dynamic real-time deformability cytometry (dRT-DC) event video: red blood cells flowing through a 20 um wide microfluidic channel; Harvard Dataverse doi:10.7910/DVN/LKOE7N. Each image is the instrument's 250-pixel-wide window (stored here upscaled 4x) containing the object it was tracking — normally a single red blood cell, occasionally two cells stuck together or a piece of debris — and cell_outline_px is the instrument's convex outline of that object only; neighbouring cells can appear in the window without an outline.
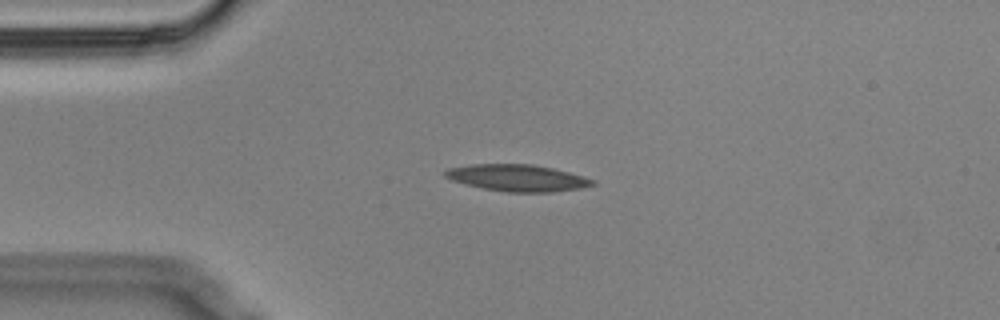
{"species": "Egyptian fruit bat (a non-hibernating species)", "species_latin": "Rousettus aegyptiacus", "temperature_condition": "cold", "stored_images_in_passage": 49, "camera_frame_rate_fps": 3000, "um_per_image_px": 0.085, "animal": {"sex": "male"}, "frame": {"image": 1, "passage_image": 5, "time_ms": 1.333, "image_size_px": [1000, 320], "cell_outline_px": [[596, 184], [580, 188], [552, 192], [508, 192], [484, 188], [452, 180], [444, 176], [444, 172], [448, 168], [472, 164], [532, 164], [552, 168], [568, 172], [596, 180]], "centroid_in_image_um": [44.0, 15.11], "position_along_channel_um": 41.0, "area_um2": 22.72}}
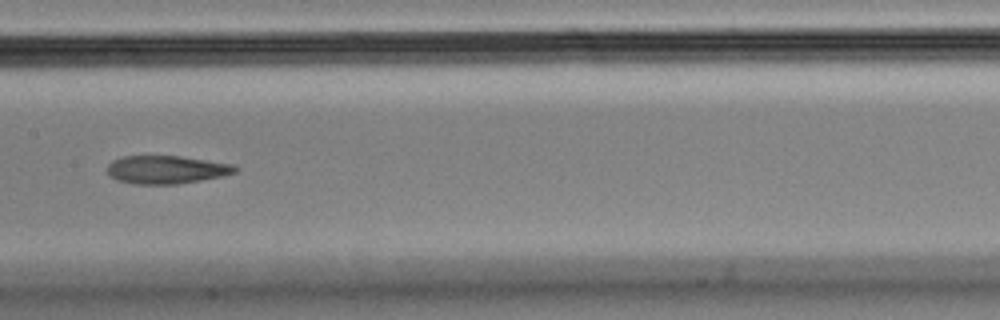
{"frame": {"image": 2, "passage_image": 20, "time_ms": 6.333, "image_size_px": [1000, 320], "cell_outline_px": [[240, 168], [236, 172], [224, 176], [176, 184], [136, 184], [116, 180], [108, 176], [108, 164], [112, 160], [124, 156], [180, 156], [236, 164]], "centroid_in_image_um": [14.18, 14.42], "position_along_channel_um": 193.2, "area_um2": 21.15}}
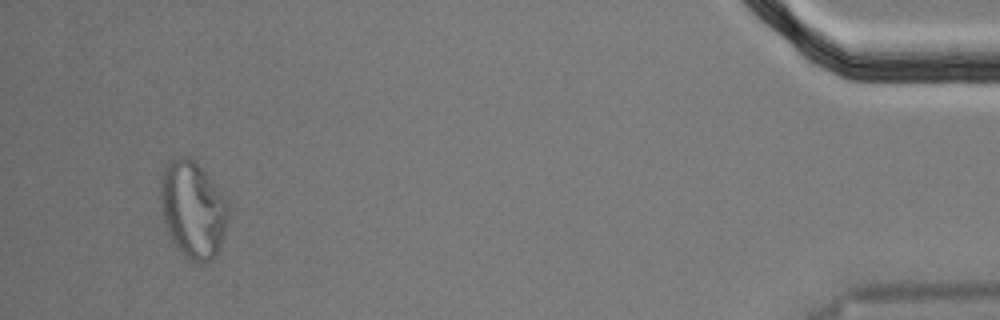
{"frame": {"image": 3, "passage_image": 46, "time_ms": 15.0, "image_size_px": [1000, 320], "cell_outline_px": [[228, 220], [220, 244], [212, 260], [192, 260], [172, 240], [168, 232], [164, 220], [160, 200], [160, 180], [164, 168], [168, 160], [176, 156], [188, 156], [204, 172], [228, 204]], "centroid_in_image_um": [16.36, 17.74], "position_along_channel_um": 418.8, "area_um2": 37.11}, "authors_computed_cell_mechanics": {"area_um2": 22.4264, "velocity_mm_per_s": 3.4667, "shape_relaxation_time_tau1_ms": null, "shape_relaxation_time_tau2_ms": 5.1523, "deformation_change_tau1": null, "deformation_change_tau2": 0.1509}}